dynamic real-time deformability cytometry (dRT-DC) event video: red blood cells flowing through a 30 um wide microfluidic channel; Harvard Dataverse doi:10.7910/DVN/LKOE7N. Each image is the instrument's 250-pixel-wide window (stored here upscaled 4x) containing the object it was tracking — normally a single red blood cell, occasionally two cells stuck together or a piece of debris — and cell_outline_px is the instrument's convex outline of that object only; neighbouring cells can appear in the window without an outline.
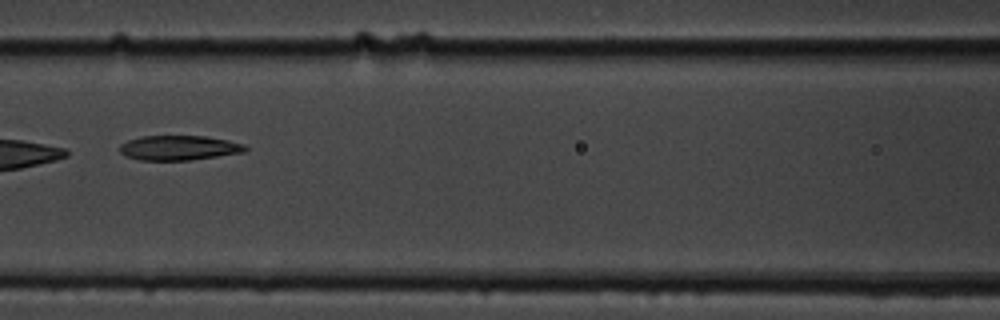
{"species": "common noctule bat (a hibernating species)", "species_latin": "Nyctalus noctula", "temperature_condition": "cold", "stored_images_in_passage": 8, "camera_frame_rate_fps": 3000, "um_per_image_px": 0.085, "animal": {"sex": "male", "body_mass_g": 19.5, "forearm_length_mm": 54.6}, "frame": {"image": 1, "passage_image": 8, "time_ms": 8.333, "image_size_px": [1000, 320], "cell_outline_px": [[248, 148], [244, 152], [188, 160], [140, 160], [124, 156], [120, 152], [120, 144], [128, 140], [140, 136], [204, 136], [228, 140], [244, 144]], "centroid_in_image_um": [15.18, 12.56], "position_along_channel_um": 151.4, "area_um2": 18.03}}